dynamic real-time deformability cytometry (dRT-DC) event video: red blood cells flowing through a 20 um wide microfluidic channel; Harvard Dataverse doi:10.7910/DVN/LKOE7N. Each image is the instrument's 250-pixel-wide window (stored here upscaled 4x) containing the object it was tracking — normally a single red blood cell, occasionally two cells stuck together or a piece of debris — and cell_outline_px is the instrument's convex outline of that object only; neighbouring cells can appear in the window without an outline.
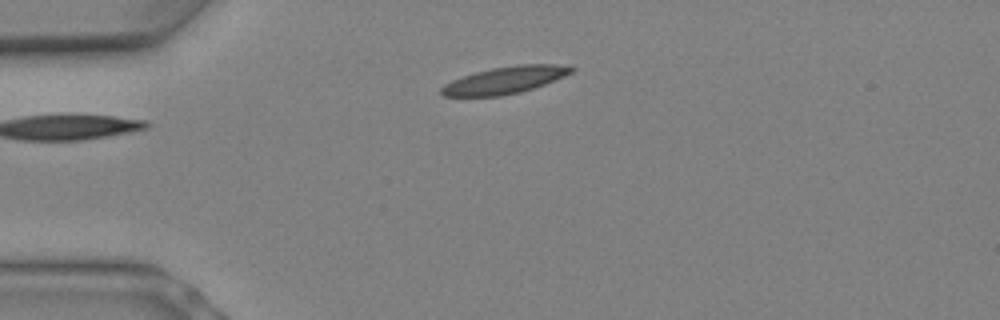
{"species": "Egyptian fruit bat (a non-hibernating species)", "species_latin": "Rousettus aegyptiacus", "temperature_condition": "warm", "stored_images_in_passage": 4, "camera_frame_rate_fps": 3000, "um_per_image_px": 0.085, "animal": {"sex": "female"}, "frame": {"image": 1, "passage_image": 4, "time_ms": 1.0, "image_size_px": [1000, 320], "cell_outline_px": [[576, 68], [572, 72], [564, 76], [544, 84], [520, 92], [500, 96], [444, 96], [440, 92], [440, 88], [444, 84], [452, 80], [476, 72], [492, 68], [516, 64], [572, 64]], "centroid_in_image_um": [42.96, 6.79], "position_along_channel_um": 42.0, "area_um2": 20.52}}